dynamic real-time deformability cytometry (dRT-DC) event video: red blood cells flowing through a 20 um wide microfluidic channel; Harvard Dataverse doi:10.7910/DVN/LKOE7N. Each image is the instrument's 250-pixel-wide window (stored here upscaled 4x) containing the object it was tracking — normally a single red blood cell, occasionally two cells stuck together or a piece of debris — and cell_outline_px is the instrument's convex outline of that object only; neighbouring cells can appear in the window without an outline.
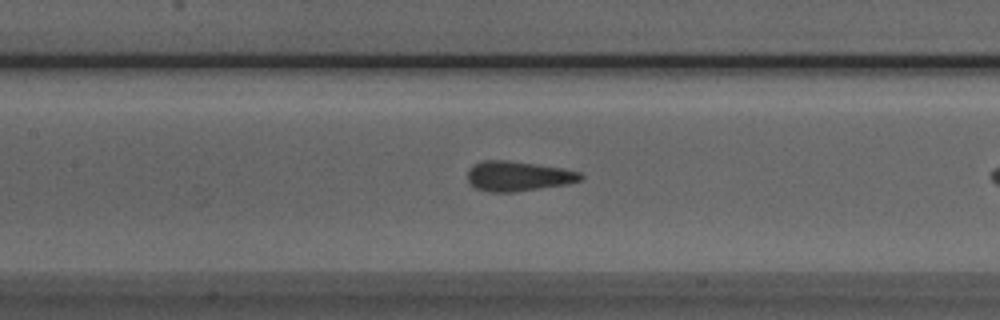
{"species": "Egyptian fruit bat (a non-hibernating species)", "species_latin": "Rousettus aegyptiacus", "temperature_condition": "room temperature", "stored_images_in_passage": 29, "camera_frame_rate_fps": 3000, "um_per_image_px": 0.085, "animal": {"sex": "male"}, "frame": {"image": 1, "passage_image": 11, "time_ms": 3.333, "image_size_px": [1000, 320], "cell_outline_px": [[584, 176], [580, 180], [568, 184], [512, 192], [488, 192], [476, 188], [468, 180], [468, 172], [476, 164], [484, 160], [508, 160], [560, 168], [580, 172]], "centroid_in_image_um": [44.05, 14.98], "position_along_channel_um": 163.4, "area_um2": 19.36}}
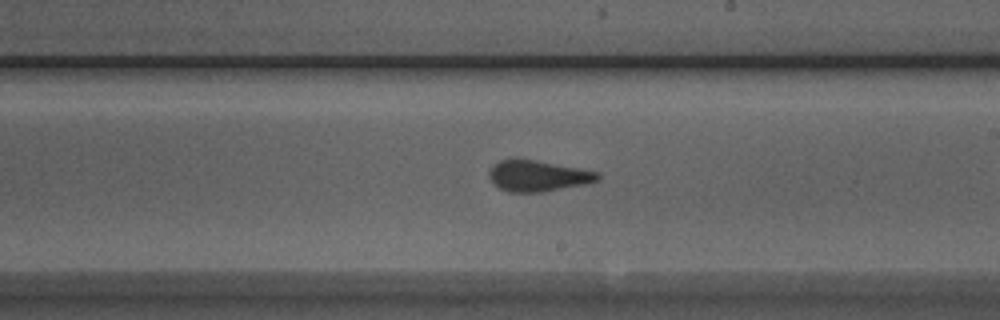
{"frame": {"image": 2, "passage_image": 17, "time_ms": 5.333, "image_size_px": [1000, 320], "cell_outline_px": [[600, 180], [588, 184], [544, 192], [508, 192], [500, 188], [488, 176], [488, 172], [500, 160], [536, 160], [600, 172]], "centroid_in_image_um": [45.8, 14.97], "position_along_channel_um": 243.2, "area_um2": 19.48}}
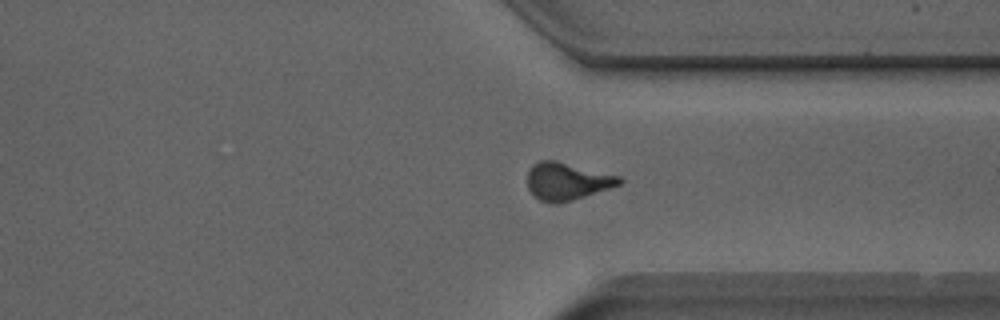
{"frame": {"image": 3, "passage_image": 26, "time_ms": 8.333, "image_size_px": [1000, 320], "cell_outline_px": [[624, 180], [620, 184], [572, 200], [556, 204], [540, 200], [528, 188], [528, 172], [532, 164], [540, 160], [556, 160], [620, 176]], "centroid_in_image_um": [48.19, 15.39], "position_along_channel_um": 363.2, "area_um2": 19.83}}